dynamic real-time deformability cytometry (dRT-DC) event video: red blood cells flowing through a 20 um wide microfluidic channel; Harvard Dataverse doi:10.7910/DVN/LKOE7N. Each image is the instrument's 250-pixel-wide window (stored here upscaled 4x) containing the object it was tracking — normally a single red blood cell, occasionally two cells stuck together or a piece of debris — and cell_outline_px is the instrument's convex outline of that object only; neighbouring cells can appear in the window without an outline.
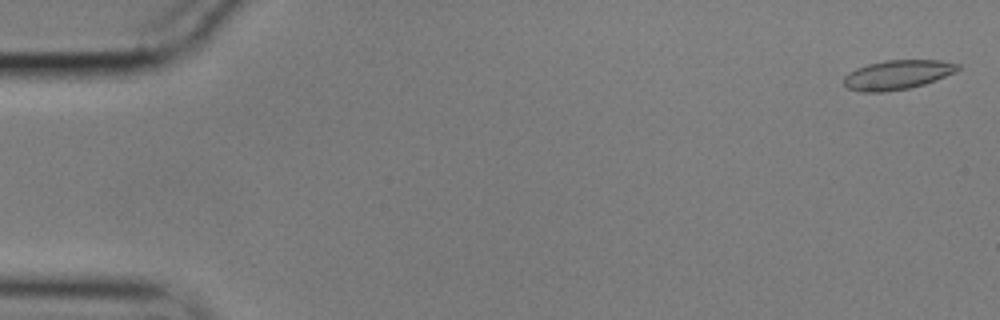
{"species": "common noctule bat (a hibernating species)", "species_latin": "Nyctalus noctula", "temperature_condition": "cold", "stored_images_in_passage": 7, "camera_frame_rate_fps": 3000, "um_per_image_px": 0.085, "animal": {"sex": "male", "body_mass_g": 17.9}, "frame": {"image": 1, "passage_image": 2, "time_ms": 0.333, "image_size_px": [1000, 320], "cell_outline_px": [[960, 68], [956, 72], [924, 84], [908, 88], [884, 92], [860, 92], [848, 88], [844, 84], [844, 76], [848, 72], [856, 68], [868, 64], [884, 60], [940, 60], [960, 64]], "centroid_in_image_um": [76.27, 6.35], "position_along_channel_um": 8.7, "area_um2": 19.54}}